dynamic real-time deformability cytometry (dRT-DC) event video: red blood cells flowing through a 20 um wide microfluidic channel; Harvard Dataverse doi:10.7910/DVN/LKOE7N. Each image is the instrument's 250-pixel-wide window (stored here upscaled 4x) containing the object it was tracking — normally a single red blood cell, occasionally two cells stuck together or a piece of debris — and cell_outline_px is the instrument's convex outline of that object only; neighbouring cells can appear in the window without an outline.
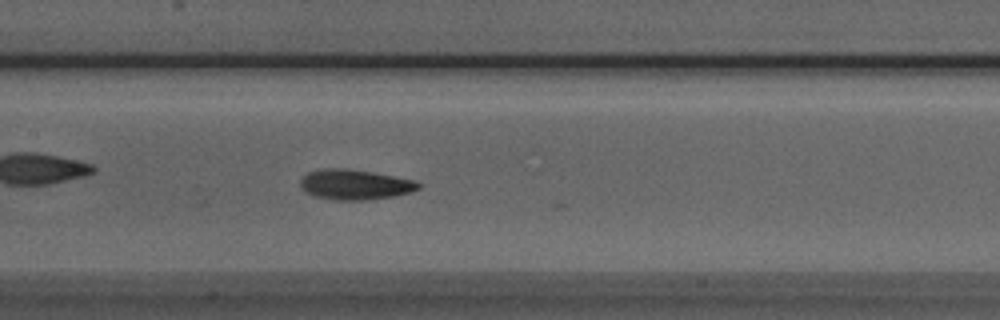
{"species": "Egyptian fruit bat (a non-hibernating species)", "species_latin": "Rousettus aegyptiacus", "temperature_condition": "room temperature", "stored_images_in_passage": 28, "camera_frame_rate_fps": 3000, "um_per_image_px": 0.085, "animal": {"sex": "male"}, "frame": {"image": 1, "passage_image": 23, "time_ms": 7.333, "image_size_px": [1000, 320], "cell_outline_px": [[424, 184], [420, 188], [412, 192], [396, 196], [364, 200], [336, 200], [312, 196], [304, 192], [300, 184], [300, 180], [308, 172], [320, 168], [348, 168], [372, 172], [416, 180]], "centroid_in_image_um": [30.19, 15.69], "position_along_channel_um": 177.2, "area_um2": 21.15}}
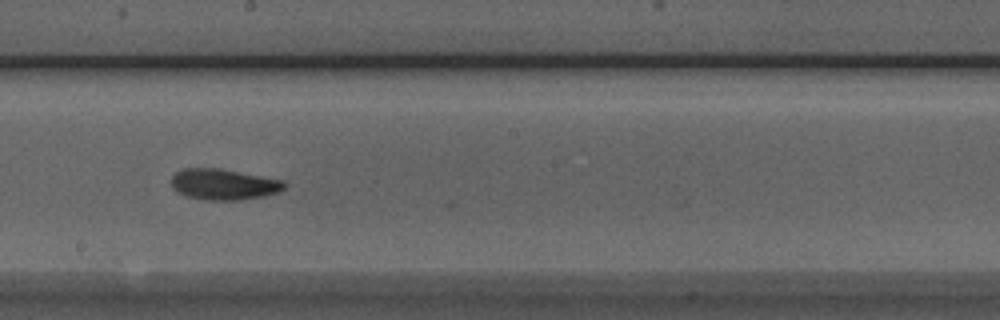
{"frame": {"image": 2, "passage_image": 27, "time_ms": 8.667, "image_size_px": [1000, 320], "cell_outline_px": [[288, 184], [284, 188], [276, 192], [264, 196], [240, 200], [208, 200], [184, 196], [176, 192], [172, 188], [172, 176], [176, 172], [184, 168], [220, 168], [284, 180]], "centroid_in_image_um": [19.0, 15.67], "position_along_channel_um": 229.2, "area_um2": 20.52}}